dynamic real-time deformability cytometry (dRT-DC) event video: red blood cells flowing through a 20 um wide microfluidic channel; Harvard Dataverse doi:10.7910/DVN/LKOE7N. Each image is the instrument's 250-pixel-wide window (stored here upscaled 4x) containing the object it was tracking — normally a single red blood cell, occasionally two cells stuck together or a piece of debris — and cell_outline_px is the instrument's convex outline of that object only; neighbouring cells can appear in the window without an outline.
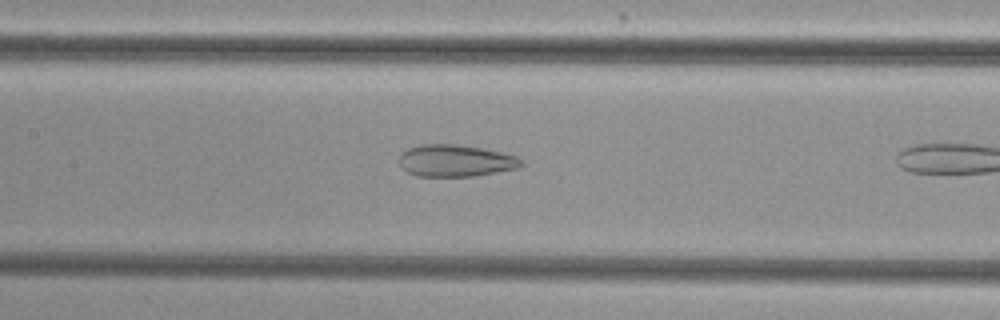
{"species": "common noctule bat (a hibernating species)", "species_latin": "Nyctalus noctula", "temperature_condition": "cold", "stored_images_in_passage": 8, "camera_frame_rate_fps": 3000, "um_per_image_px": 0.085, "animal": {"sex": "female", "body_mass_g": 29.2, "forearm_length_mm": 56.3}, "frame": {"image": 1, "passage_image": 7, "time_ms": 2.0, "image_size_px": [1000, 320], "cell_outline_px": [[524, 164], [520, 168], [476, 176], [416, 176], [408, 172], [400, 164], [400, 156], [408, 148], [420, 144], [456, 144], [480, 148], [500, 152], [516, 156], [524, 160]], "centroid_in_image_um": [38.77, 13.66], "position_along_channel_um": 168.6, "area_um2": 22.72}}